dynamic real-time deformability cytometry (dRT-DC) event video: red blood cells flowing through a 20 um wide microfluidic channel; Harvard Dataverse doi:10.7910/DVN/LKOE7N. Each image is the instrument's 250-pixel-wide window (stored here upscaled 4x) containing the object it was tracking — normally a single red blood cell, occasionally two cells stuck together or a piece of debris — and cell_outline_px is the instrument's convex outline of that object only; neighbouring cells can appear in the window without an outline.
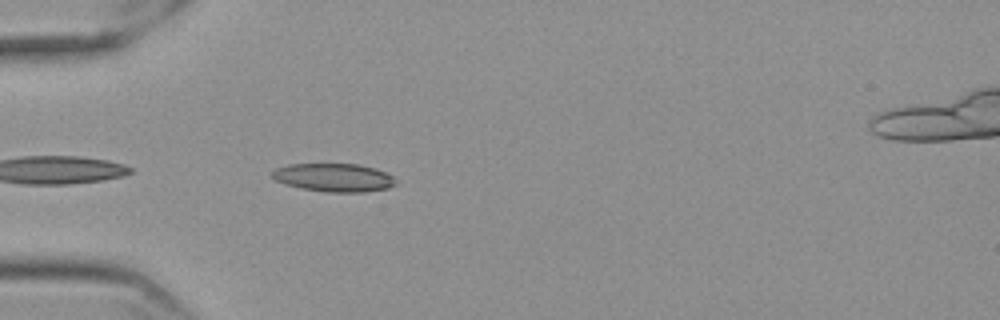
{"species": "Egyptian fruit bat (a non-hibernating species)", "species_latin": "Rousettus aegyptiacus", "temperature_condition": "cold", "stored_images_in_passage": 42, "camera_frame_rate_fps": 3000, "um_per_image_px": 0.085, "frame": {"image": 1, "passage_image": 2, "time_ms": 0.333, "image_size_px": [1000, 320], "cell_outline_px": [[396, 184], [388, 188], [364, 192], [328, 192], [300, 188], [284, 184], [276, 180], [272, 176], [272, 172], [276, 168], [288, 164], [356, 164], [376, 168], [388, 172], [396, 180]], "centroid_in_image_um": [28.4, 15.09], "position_along_channel_um": 56.6, "area_um2": 20.46}}
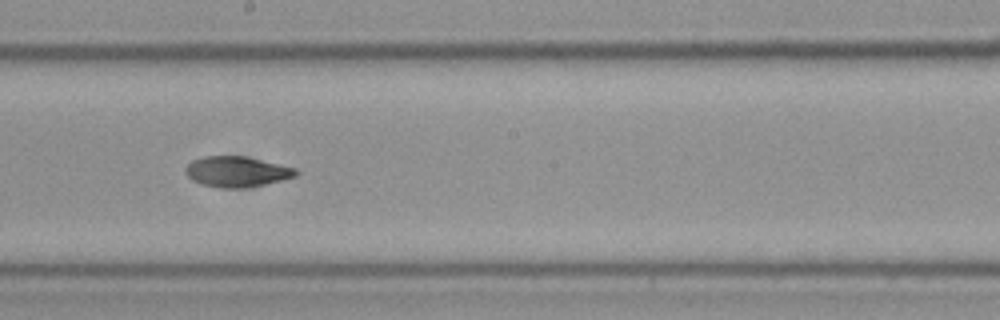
{"frame": {"image": 2, "passage_image": 17, "time_ms": 5.333, "image_size_px": [1000, 320], "cell_outline_px": [[300, 172], [296, 176], [264, 184], [244, 188], [224, 188], [200, 184], [192, 180], [188, 176], [188, 164], [192, 160], [204, 156], [244, 156], [296, 168]], "centroid_in_image_um": [20.15, 14.59], "position_along_channel_um": 228.1, "area_um2": 19.36}}
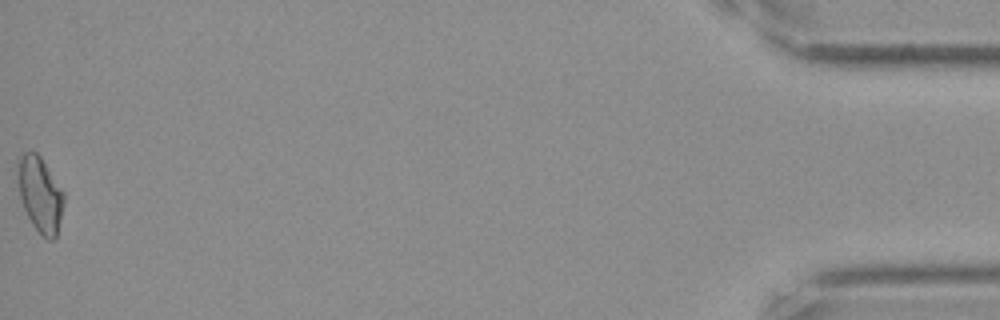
{"frame": {"image": 3, "passage_image": 42, "time_ms": 13.667, "image_size_px": [1000, 320], "cell_outline_px": [[64, 204], [56, 236], [52, 240], [48, 240], [32, 224], [24, 208], [20, 196], [16, 164], [16, 160], [20, 152], [36, 152], [40, 156], [64, 192]], "centroid_in_image_um": [3.39, 16.47], "position_along_channel_um": 431.8, "area_um2": 20.17}, "authors_computed_cell_mechanics": {"area_um2": 19.3919, "velocity_mm_per_s": 3.566, "shape_relaxation_time_tau1_ms": null, "shape_relaxation_time_tau2_ms": 3.5629, "deformation_change_tau1": null, "deformation_change_tau2": 0.0936}}